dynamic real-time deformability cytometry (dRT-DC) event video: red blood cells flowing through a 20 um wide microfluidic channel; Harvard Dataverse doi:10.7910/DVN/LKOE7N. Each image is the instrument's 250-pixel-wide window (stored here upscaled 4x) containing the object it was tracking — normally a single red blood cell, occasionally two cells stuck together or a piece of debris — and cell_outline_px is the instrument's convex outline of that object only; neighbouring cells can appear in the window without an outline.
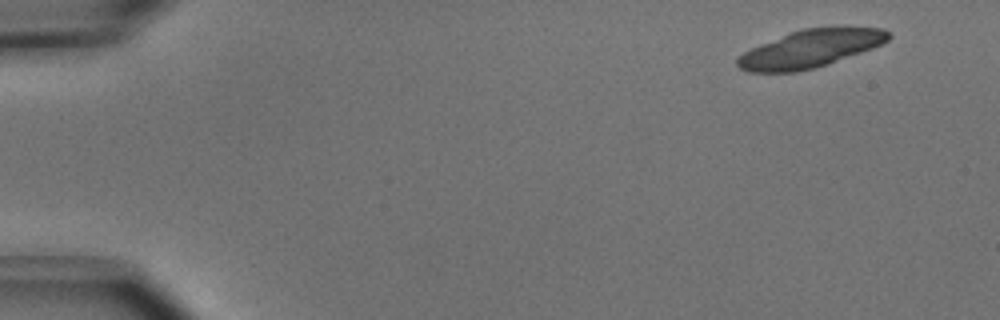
{"species": "common noctule bat (a hibernating species)", "species_latin": "Nyctalus noctula", "temperature_condition": "cold", "stored_images_in_passage": 24, "camera_frame_rate_fps": 3000, "um_per_image_px": 0.085, "animal": {"sex": "male", "body_mass_g": 15.6}, "frame": {"image": 1, "passage_image": 1, "time_ms": 0.0, "image_size_px": [1000, 320], "cell_outline_px": [[892, 36], [888, 40], [872, 48], [828, 64], [796, 72], [748, 72], [740, 68], [736, 64], [736, 60], [744, 52], [760, 44], [792, 32], [804, 28], [836, 24], [844, 24], [884, 28]], "centroid_in_image_um": [68.96, 4.08], "position_along_channel_um": 16.0, "area_um2": 33.7}}